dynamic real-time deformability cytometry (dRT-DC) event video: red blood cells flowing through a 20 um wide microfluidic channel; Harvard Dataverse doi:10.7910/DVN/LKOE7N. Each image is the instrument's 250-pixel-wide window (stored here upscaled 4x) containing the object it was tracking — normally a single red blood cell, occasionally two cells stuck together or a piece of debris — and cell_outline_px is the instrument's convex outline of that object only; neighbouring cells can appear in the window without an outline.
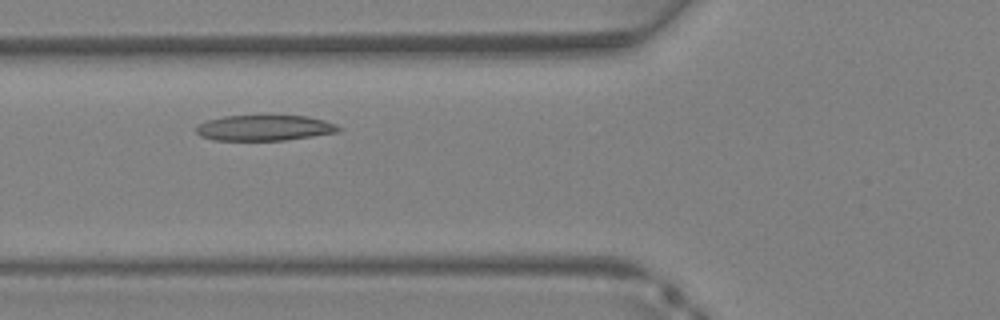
{"species": "Egyptian fruit bat (a non-hibernating species)", "species_latin": "Rousettus aegyptiacus", "temperature_condition": "warm", "stored_images_in_passage": 30, "camera_frame_rate_fps": 3000, "um_per_image_px": 0.085, "animal": {"sex": "female"}, "frame": {"image": 1, "passage_image": 8, "time_ms": 2.333, "image_size_px": [1000, 320], "cell_outline_px": [[340, 132], [284, 140], [212, 140], [200, 136], [196, 132], [196, 128], [200, 124], [208, 120], [224, 116], [268, 112], [308, 116], [324, 120], [336, 124], [340, 128]], "centroid_in_image_um": [22.5, 10.81], "position_along_channel_um": 103.3, "area_um2": 22.31}}
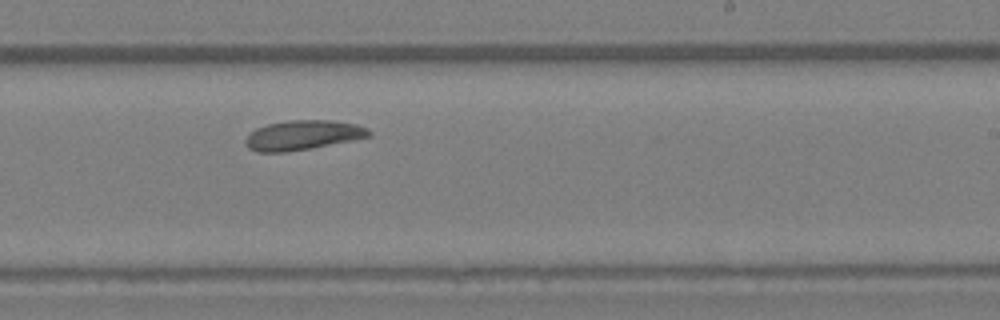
{"frame": {"image": 2, "passage_image": 17, "time_ms": 5.333, "image_size_px": [1000, 320], "cell_outline_px": [[372, 136], [352, 140], [308, 148], [284, 152], [256, 152], [248, 148], [244, 140], [256, 128], [268, 124], [288, 120], [328, 120], [356, 124], [368, 128], [372, 132]], "centroid_in_image_um": [25.74, 11.48], "position_along_channel_um": 263.3, "area_um2": 21.1}}
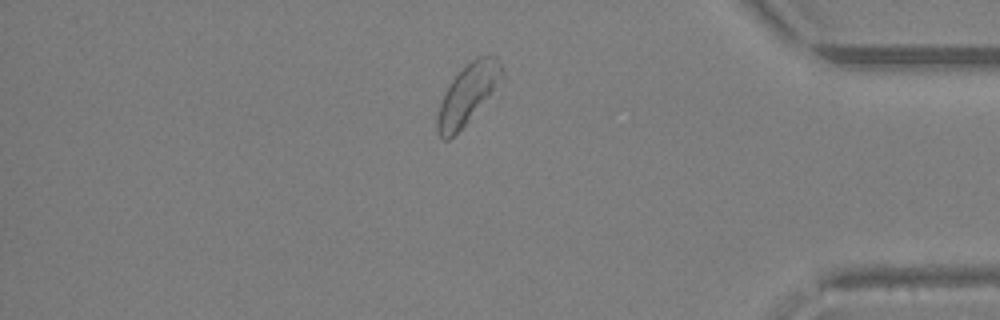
{"frame": {"image": 3, "passage_image": 26, "time_ms": 8.333, "image_size_px": [1000, 320], "cell_outline_px": [[500, 76], [488, 96], [464, 124], [448, 140], [444, 140], [440, 136], [436, 128], [436, 116], [444, 92], [452, 80], [476, 56], [492, 56], [500, 64]], "centroid_in_image_um": [39.64, 8.03], "position_along_channel_um": 395.6, "area_um2": 20.92}}